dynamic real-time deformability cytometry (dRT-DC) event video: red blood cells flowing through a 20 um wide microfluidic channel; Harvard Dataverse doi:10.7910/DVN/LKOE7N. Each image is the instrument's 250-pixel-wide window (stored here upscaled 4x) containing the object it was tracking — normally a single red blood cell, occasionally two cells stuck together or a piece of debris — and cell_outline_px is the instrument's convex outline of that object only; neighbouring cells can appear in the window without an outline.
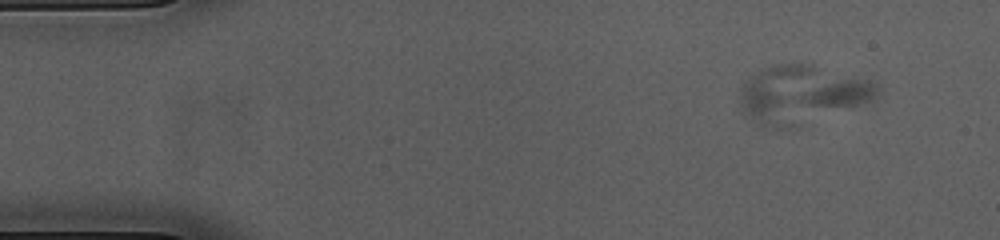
{"species": "common noctule bat (a hibernating species)", "species_latin": "Nyctalus noctula", "temperature_condition": "cold", "stored_images_in_passage": 51, "camera_frame_rate_fps": 3000, "um_per_image_px": 0.085, "animal": {"sex": "female", "body_mass_g": 23.0, "forearm_length_mm": 53.4}, "frame": {"image": 1, "passage_image": 1, "time_ms": 0.0, "image_size_px": [1000, 240], "cell_outline_px": [[880, 92], [872, 100], [800, 128], [780, 128], [756, 124], [736, 112], [736, 108], [744, 80], [760, 68], [776, 64], [800, 60], [872, 80], [880, 84]], "centroid_in_image_um": [68.09, 8.01], "position_along_channel_um": 16.9, "area_um2": 48.73}}
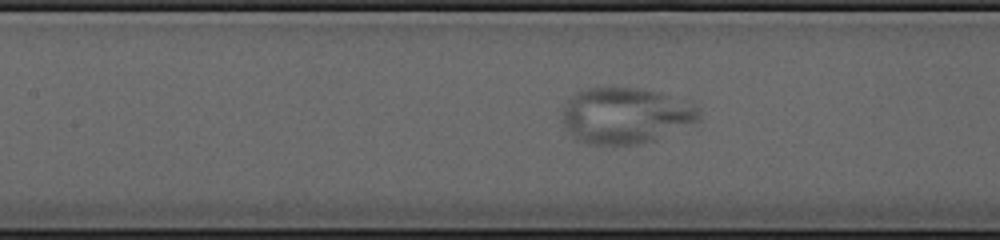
{"frame": {"image": 2, "passage_image": 20, "time_ms": 6.333, "image_size_px": [1000, 240], "cell_outline_px": [[700, 120], [696, 124], [656, 140], [632, 144], [588, 144], [576, 140], [568, 132], [564, 124], [564, 108], [568, 100], [580, 92], [588, 88], [636, 88], [660, 92], [700, 108]], "centroid_in_image_um": [53.22, 9.85], "position_along_channel_um": 154.2, "area_um2": 44.39}}
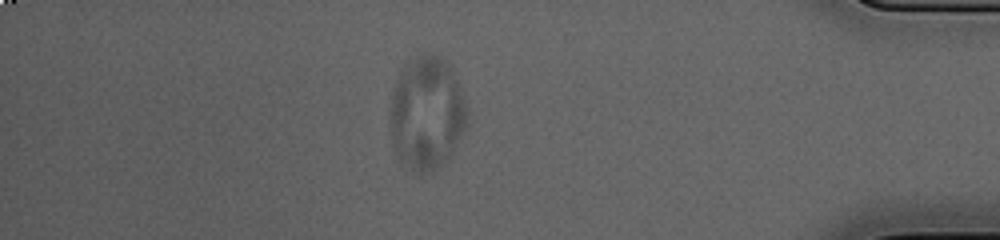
{"frame": {"image": 3, "passage_image": 43, "time_ms": 14.0, "image_size_px": [1000, 240], "cell_outline_px": [[468, 120], [464, 132], [444, 164], [424, 172], [416, 172], [408, 168], [400, 160], [392, 144], [388, 116], [392, 88], [400, 68], [408, 60], [424, 52], [432, 52], [448, 64], [452, 68], [468, 108]], "centroid_in_image_um": [36.24, 9.57], "position_along_channel_um": 399.0, "area_um2": 51.67}}